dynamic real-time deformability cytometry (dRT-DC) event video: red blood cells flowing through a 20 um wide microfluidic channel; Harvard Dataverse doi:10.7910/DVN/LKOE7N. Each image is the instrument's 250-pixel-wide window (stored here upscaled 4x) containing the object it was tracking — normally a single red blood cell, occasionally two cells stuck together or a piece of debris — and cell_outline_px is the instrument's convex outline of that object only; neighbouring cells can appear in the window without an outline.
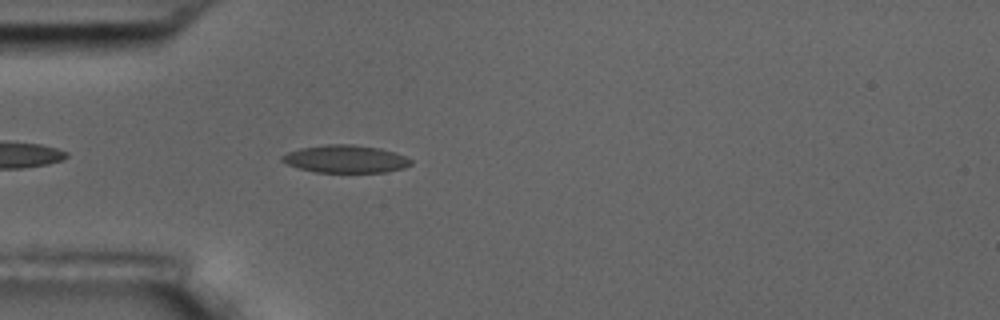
{"species": "common noctule bat (a hibernating species)", "species_latin": "Nyctalus noctula", "temperature_condition": "room temperature", "stored_images_in_passage": 1, "camera_frame_rate_fps": 3000, "um_per_image_px": 0.085, "animal": {"sex": "male", "body_mass_g": 17.5, "forearm_length_mm": 52.3}, "frame": {"image": 1, "passage_image": 1, "time_ms": 0.0, "image_size_px": [1000, 320], "cell_outline_px": [[412, 164], [404, 168], [384, 172], [316, 172], [300, 168], [288, 164], [280, 160], [280, 156], [288, 152], [300, 148], [324, 144], [352, 144], [380, 148], [396, 152], [412, 160]], "centroid_in_image_um": [29.38, 13.5], "position_along_channel_um": 55.6, "area_um2": 20.81}}